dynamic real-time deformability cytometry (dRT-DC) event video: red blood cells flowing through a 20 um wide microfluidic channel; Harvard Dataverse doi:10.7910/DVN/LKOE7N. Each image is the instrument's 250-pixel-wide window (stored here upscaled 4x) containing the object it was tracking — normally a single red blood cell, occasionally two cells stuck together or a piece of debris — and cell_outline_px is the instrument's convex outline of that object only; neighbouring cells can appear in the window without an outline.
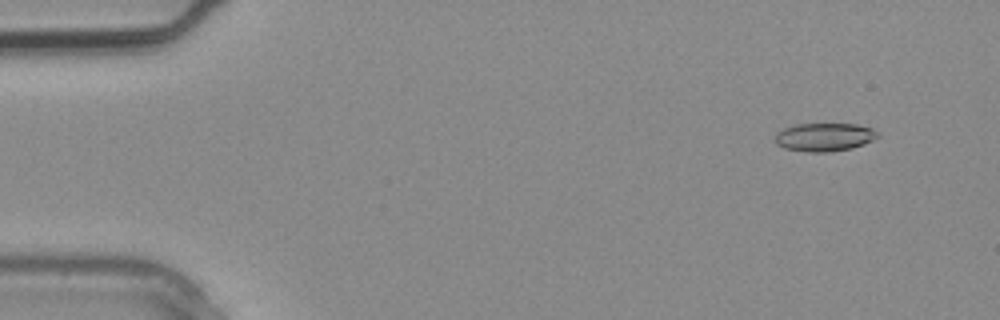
{"species": "common noctule bat (a hibernating species)", "species_latin": "Nyctalus noctula", "temperature_condition": "warm", "stored_images_in_passage": 2, "camera_frame_rate_fps": 3000, "um_per_image_px": 0.085, "animal": {"sex": "male", "body_mass_g": 20.4}, "frame": {"image": 1, "passage_image": 1, "time_ms": 0.0, "image_size_px": [1000, 320], "cell_outline_px": [[880, 136], [864, 144], [852, 148], [828, 152], [808, 152], [784, 148], [776, 144], [776, 132], [784, 128], [796, 124], [856, 124], [872, 128], [880, 132]], "centroid_in_image_um": [70.1, 11.65], "position_along_channel_um": 14.9, "area_um2": 16.99}}
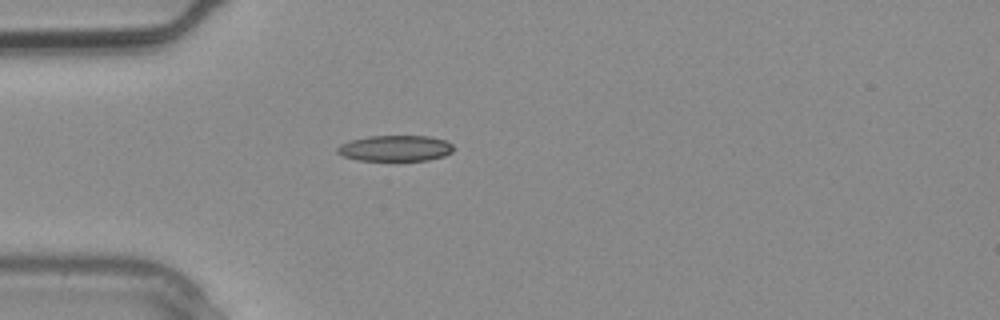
{"frame": {"image": 2, "passage_image": 2, "time_ms": 0.333, "image_size_px": [1000, 320], "cell_outline_px": [[456, 148], [452, 152], [444, 156], [428, 160], [356, 160], [344, 156], [336, 152], [336, 148], [340, 144], [348, 140], [368, 136], [428, 136], [444, 140], [452, 144]], "centroid_in_image_um": [33.59, 12.6], "position_along_channel_um": 51.4, "area_um2": 17.63}}